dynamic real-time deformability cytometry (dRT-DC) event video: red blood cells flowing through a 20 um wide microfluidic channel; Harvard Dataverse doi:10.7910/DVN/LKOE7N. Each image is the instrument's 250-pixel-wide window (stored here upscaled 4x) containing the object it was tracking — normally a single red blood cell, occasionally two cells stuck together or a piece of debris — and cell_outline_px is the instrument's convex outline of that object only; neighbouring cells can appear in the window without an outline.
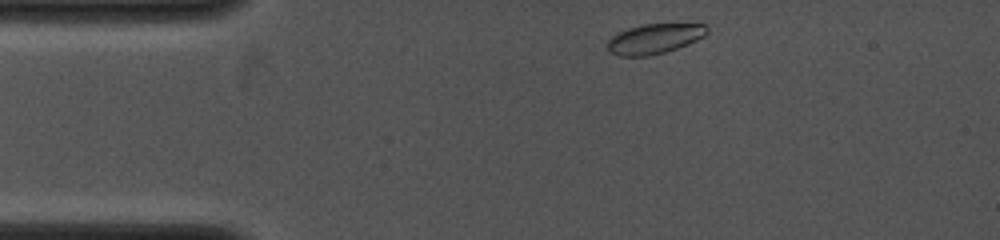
{"species": "common noctule bat (a hibernating species)", "species_latin": "Nyctalus noctula", "temperature_condition": "cold", "stored_images_in_passage": 24, "camera_frame_rate_fps": 4000, "um_per_image_px": 0.085, "animal": {"sex": "female", "body_mass_g": 19.0, "forearm_length_mm": 53.3}, "frame": {"image": 1, "passage_image": 1, "time_ms": 0.0, "image_size_px": [1000, 240], "cell_outline_px": [[708, 32], [704, 36], [688, 44], [664, 52], [648, 56], [620, 56], [608, 52], [604, 44], [616, 32], [628, 28], [644, 24], [704, 24], [708, 28]], "centroid_in_image_um": [55.56, 3.3], "position_along_channel_um": 29.4, "area_um2": 17.51}}
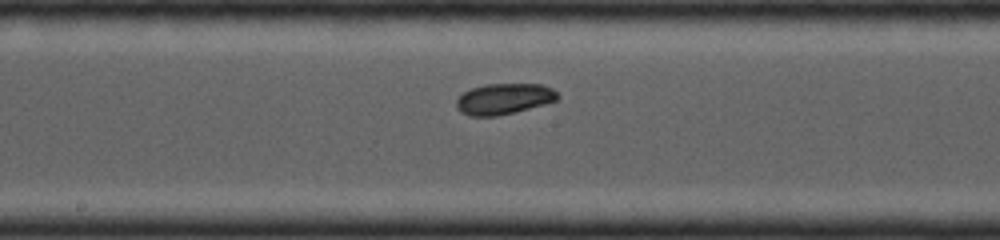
{"frame": {"image": 2, "passage_image": 12, "time_ms": 5.0, "image_size_px": [1000, 240], "cell_outline_px": [[560, 96], [556, 100], [544, 104], [516, 112], [496, 116], [468, 116], [460, 112], [456, 108], [456, 100], [464, 92], [472, 88], [484, 84], [540, 84], [552, 88]], "centroid_in_image_um": [42.81, 8.41], "position_along_channel_um": 205.4, "area_um2": 18.26}}
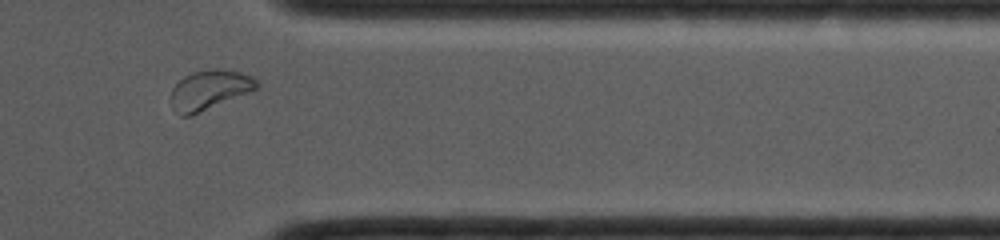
{"frame": {"image": 3, "passage_image": 21, "time_ms": 9.25, "image_size_px": [1000, 240], "cell_outline_px": [[260, 88], [192, 116], [180, 116], [172, 108], [172, 88], [184, 76], [192, 72], [212, 68], [216, 68], [240, 72], [252, 76], [260, 84]], "centroid_in_image_um": [17.83, 7.65], "position_along_channel_um": 393.6, "area_um2": 20.0}}